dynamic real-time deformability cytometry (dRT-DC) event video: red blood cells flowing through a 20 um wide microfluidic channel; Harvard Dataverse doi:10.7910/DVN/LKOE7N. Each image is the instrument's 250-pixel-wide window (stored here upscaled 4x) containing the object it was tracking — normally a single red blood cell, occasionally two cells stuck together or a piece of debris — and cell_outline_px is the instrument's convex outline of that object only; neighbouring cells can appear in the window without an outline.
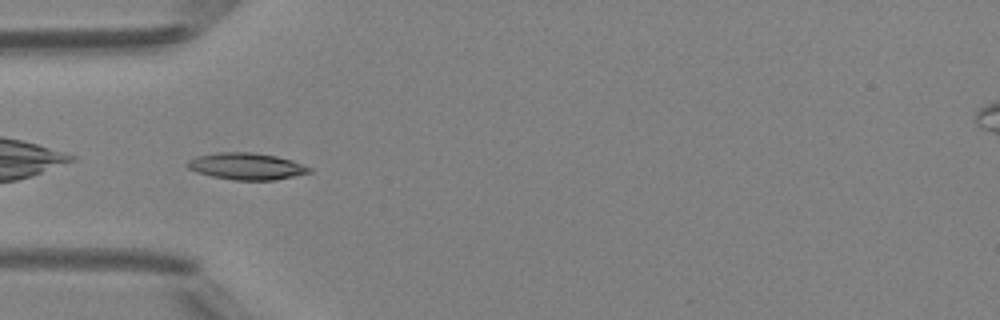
{"species": "Egyptian fruit bat (a non-hibernating species)", "species_latin": "Rousettus aegyptiacus", "temperature_condition": "room temperature", "stored_images_in_passage": 34, "camera_frame_rate_fps": 3000, "um_per_image_px": 0.085, "animal": {"sex": "female"}, "frame": {"image": 1, "passage_image": 1, "time_ms": 0.0, "image_size_px": [1000, 320], "cell_outline_px": [[312, 172], [272, 180], [236, 180], [212, 176], [196, 172], [188, 168], [184, 164], [188, 160], [196, 156], [216, 152], [256, 152], [276, 156], [292, 160], [312, 168]], "centroid_in_image_um": [20.92, 14.12], "position_along_channel_um": 64.1, "area_um2": 19.07}}
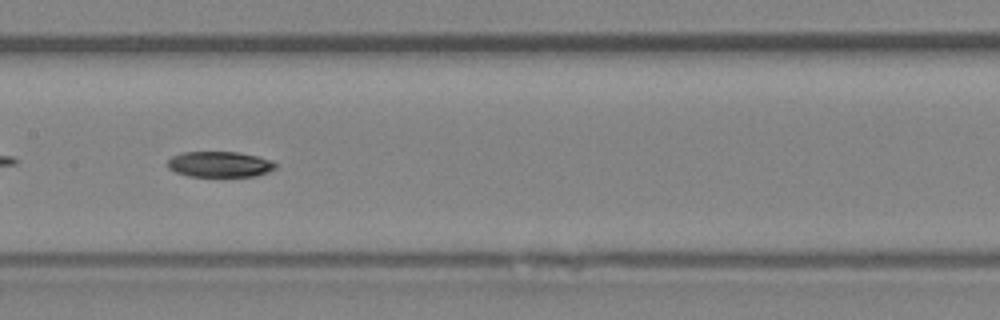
{"frame": {"image": 2, "passage_image": 10, "time_ms": 3.0, "image_size_px": [1000, 320], "cell_outline_px": [[276, 168], [268, 172], [256, 176], [188, 176], [176, 172], [168, 168], [168, 160], [172, 156], [180, 152], [236, 152], [256, 156], [268, 160], [276, 164]], "centroid_in_image_um": [18.64, 13.96], "position_along_channel_um": 188.8, "area_um2": 16.01}}